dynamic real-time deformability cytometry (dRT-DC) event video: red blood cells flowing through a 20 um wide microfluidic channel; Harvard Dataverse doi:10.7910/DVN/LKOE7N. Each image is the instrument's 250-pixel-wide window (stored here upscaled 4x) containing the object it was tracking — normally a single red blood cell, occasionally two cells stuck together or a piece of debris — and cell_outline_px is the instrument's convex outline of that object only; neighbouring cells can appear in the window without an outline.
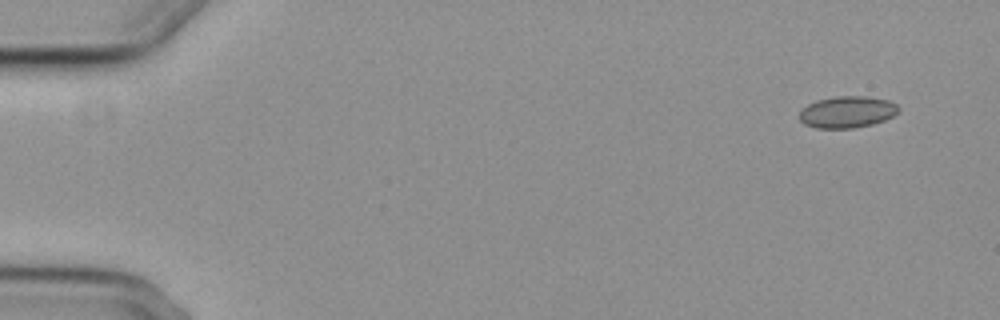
{"species": "common noctule bat (a hibernating species)", "species_latin": "Nyctalus noctula", "temperature_condition": "cold", "stored_images_in_passage": 5, "camera_frame_rate_fps": 3000, "um_per_image_px": 0.085, "animal": {"sex": "female", "body_mass_g": 29.2, "forearm_length_mm": 56.3}, "frame": {"image": 1, "passage_image": 1, "time_ms": 0.0, "image_size_px": [1000, 320], "cell_outline_px": [[900, 112], [884, 120], [872, 124], [852, 128], [816, 128], [804, 124], [800, 120], [800, 112], [808, 104], [816, 100], [836, 96], [864, 96], [888, 100], [896, 104], [900, 108]], "centroid_in_image_um": [72.02, 9.51], "position_along_channel_um": 13.0, "area_um2": 18.26}}
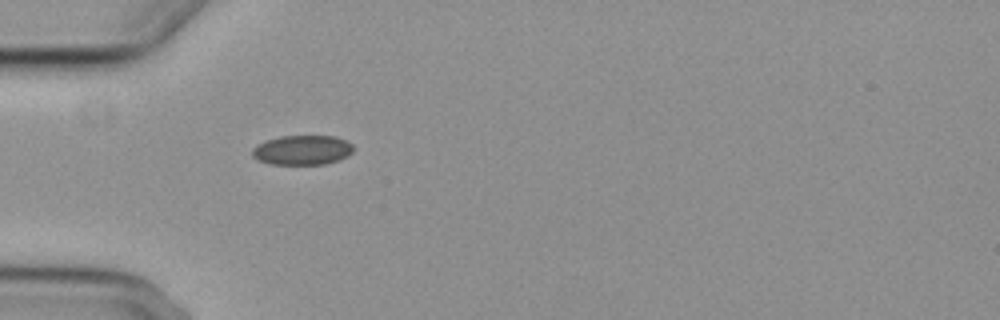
{"frame": {"image": 2, "passage_image": 5, "time_ms": 4.667, "image_size_px": [1000, 320], "cell_outline_px": [[352, 152], [348, 156], [340, 160], [324, 164], [272, 164], [260, 160], [252, 156], [252, 148], [256, 144], [264, 140], [280, 136], [336, 136], [352, 144]], "centroid_in_image_um": [25.68, 12.75], "position_along_channel_um": 59.3, "area_um2": 17.51}}